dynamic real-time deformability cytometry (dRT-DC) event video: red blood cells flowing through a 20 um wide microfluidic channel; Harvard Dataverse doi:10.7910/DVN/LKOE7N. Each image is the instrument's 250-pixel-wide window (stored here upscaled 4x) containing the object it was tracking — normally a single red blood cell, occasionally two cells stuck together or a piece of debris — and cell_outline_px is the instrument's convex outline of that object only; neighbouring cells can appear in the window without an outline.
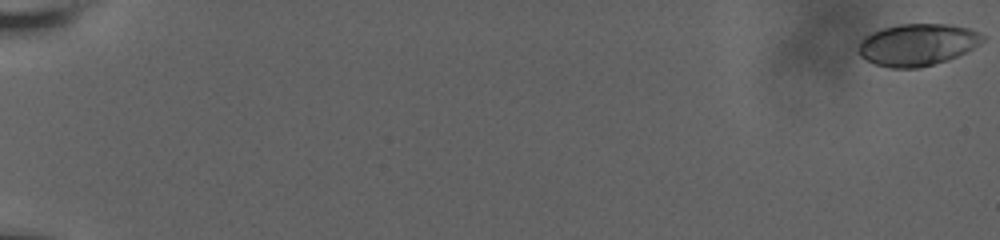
{"species": "human", "species_latin": "Homo sapiens", "temperature_condition": "room temperature", "stored_images_in_passage": 38, "camera_frame_rate_fps": 3000, "um_per_image_px": 0.085, "donor": {"sex": "male"}, "frame": {"image": 1, "passage_image": 1, "time_ms": 0.0, "image_size_px": [1000, 240], "cell_outline_px": [[984, 40], [980, 44], [948, 60], [920, 68], [892, 68], [876, 64], [864, 60], [860, 56], [856, 48], [860, 40], [864, 36], [872, 32], [884, 28], [900, 24], [952, 24], [968, 28], [980, 32], [984, 36]], "centroid_in_image_um": [77.95, 3.8], "position_along_channel_um": 7.1, "area_um2": 30.58}}
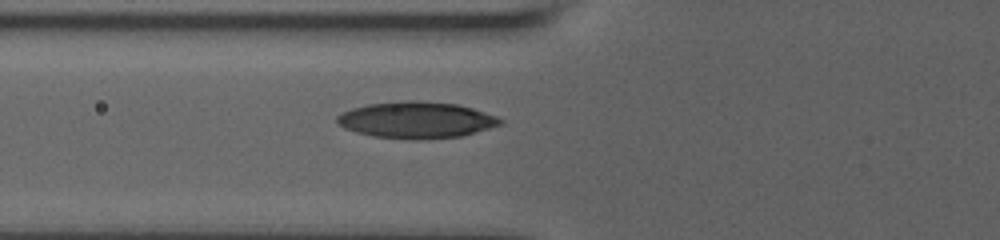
{"frame": {"image": 2, "passage_image": 33, "time_ms": 8.667, "image_size_px": [1000, 240], "cell_outline_px": [[504, 124], [460, 136], [420, 140], [412, 140], [372, 136], [356, 132], [344, 128], [336, 124], [336, 116], [352, 108], [368, 104], [408, 100], [412, 100], [456, 104], [472, 108], [496, 116], [504, 120]], "centroid_in_image_um": [35.37, 10.21], "position_along_channel_um": 90.4, "area_um2": 34.74}}
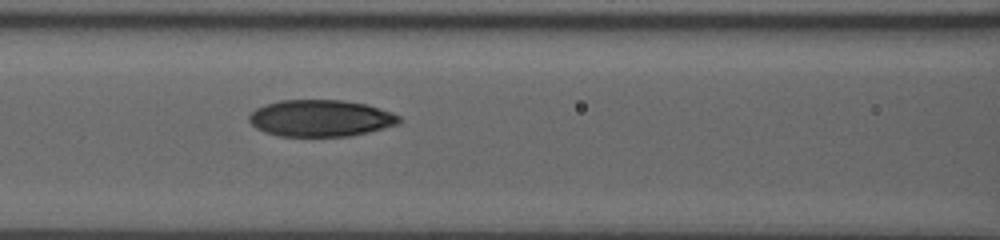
{"frame": {"image": 3, "passage_image": 38, "time_ms": 10.0, "image_size_px": [1000, 240], "cell_outline_px": [[404, 120], [400, 124], [368, 132], [348, 136], [280, 136], [264, 132], [256, 128], [248, 120], [248, 116], [256, 108], [264, 104], [280, 100], [344, 100], [364, 104], [392, 112], [400, 116]], "centroid_in_image_um": [27.26, 10.05], "position_along_channel_um": 139.3, "area_um2": 32.25}}